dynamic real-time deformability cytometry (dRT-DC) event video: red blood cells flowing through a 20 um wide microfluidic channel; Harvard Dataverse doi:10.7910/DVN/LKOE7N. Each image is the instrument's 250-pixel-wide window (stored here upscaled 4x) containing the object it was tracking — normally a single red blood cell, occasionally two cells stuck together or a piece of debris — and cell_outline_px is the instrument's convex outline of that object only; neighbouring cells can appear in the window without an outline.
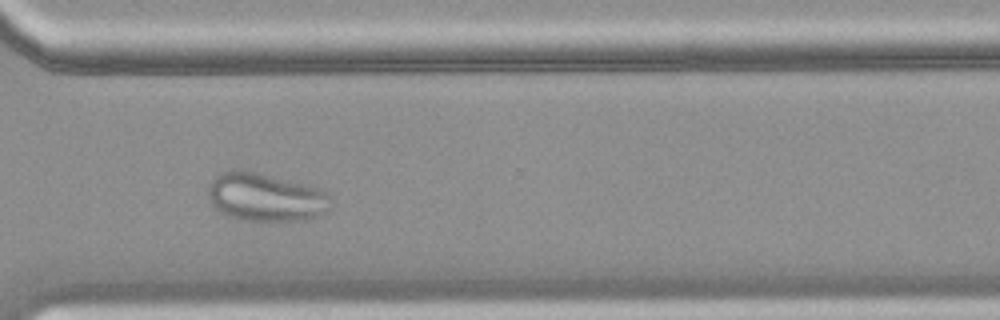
{"species": "common noctule bat (a hibernating species)", "species_latin": "Nyctalus noctula", "temperature_condition": "warm", "stored_images_in_passage": 42, "camera_frame_rate_fps": 3000, "um_per_image_px": 0.085, "animal": {"sex": "female", "body_mass_g": 18.4}, "frame": {"image": 1, "passage_image": 30, "time_ms": 9.667, "image_size_px": [1000, 320], "cell_outline_px": [[332, 208], [320, 216], [304, 220], [240, 220], [228, 216], [220, 212], [212, 204], [208, 196], [208, 184], [220, 172], [232, 168], [236, 168], [256, 172], [308, 184], [324, 192], [332, 200]], "centroid_in_image_um": [22.57, 16.75], "position_along_channel_um": 348.0, "area_um2": 34.85}}
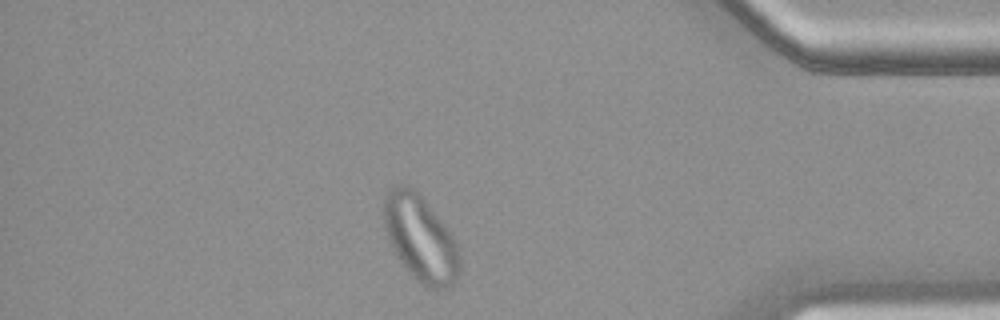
{"frame": {"image": 2, "passage_image": 36, "time_ms": 11.667, "image_size_px": [1000, 320], "cell_outline_px": [[460, 276], [448, 288], [436, 292], [428, 288], [412, 276], [396, 256], [388, 244], [380, 212], [384, 200], [388, 192], [396, 184], [408, 184], [424, 200], [452, 232], [456, 240], [460, 256]], "centroid_in_image_um": [35.72, 20.29], "position_along_channel_um": 399.5, "area_um2": 39.02}}